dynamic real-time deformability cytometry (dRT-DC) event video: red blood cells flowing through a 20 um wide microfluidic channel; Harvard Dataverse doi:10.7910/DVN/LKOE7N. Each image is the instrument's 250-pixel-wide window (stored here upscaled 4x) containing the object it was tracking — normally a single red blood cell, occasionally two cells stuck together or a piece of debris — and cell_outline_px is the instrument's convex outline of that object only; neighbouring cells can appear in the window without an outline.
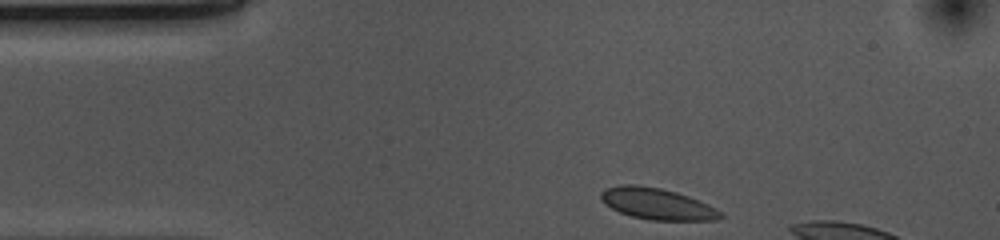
{"species": "common noctule bat (a hibernating species)", "species_latin": "Nyctalus noctula", "temperature_condition": "cold", "stored_images_in_passage": 7, "camera_frame_rate_fps": 3000, "um_per_image_px": 0.085, "animal": {"sex": "female", "body_mass_g": 10.0, "forearm_length_mm": 53.1}, "frame": {"image": 1, "passage_image": 1, "time_ms": 0.0, "image_size_px": [1000, 240], "cell_outline_px": [[724, 216], [716, 220], [648, 220], [632, 216], [620, 212], [604, 204], [600, 200], [600, 192], [604, 188], [620, 184], [636, 184], [660, 188], [676, 192], [688, 196], [708, 204], [716, 208]], "centroid_in_image_um": [55.81, 17.31], "position_along_channel_um": 29.2, "area_um2": 21.96}}